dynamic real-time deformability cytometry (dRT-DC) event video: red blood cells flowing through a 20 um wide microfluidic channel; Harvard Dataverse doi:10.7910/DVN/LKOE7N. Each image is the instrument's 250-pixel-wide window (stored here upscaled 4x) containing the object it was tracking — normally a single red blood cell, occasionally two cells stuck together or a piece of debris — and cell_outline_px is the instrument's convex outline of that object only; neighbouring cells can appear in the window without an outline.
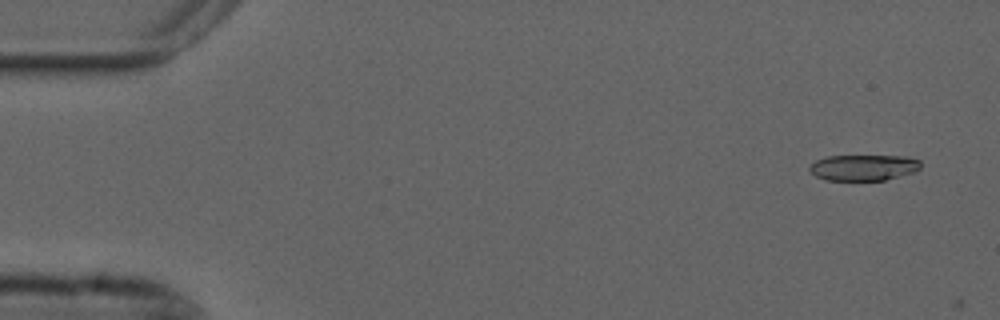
{"species": "common noctule bat (a hibernating species)", "species_latin": "Nyctalus noctula", "temperature_condition": "cold", "stored_images_in_passage": 4, "camera_frame_rate_fps": 3000, "um_per_image_px": 0.085, "animal": {"sex": "male", "forearm_length_mm": 52.5}, "frame": {"image": 1, "passage_image": 3, "time_ms": 0.667, "image_size_px": [1000, 320], "cell_outline_px": [[920, 168], [912, 172], [884, 180], [828, 180], [816, 176], [808, 168], [816, 160], [828, 156], [908, 156], [920, 160]], "centroid_in_image_um": [73.41, 14.23], "position_along_channel_um": 11.6, "area_um2": 16.59}}